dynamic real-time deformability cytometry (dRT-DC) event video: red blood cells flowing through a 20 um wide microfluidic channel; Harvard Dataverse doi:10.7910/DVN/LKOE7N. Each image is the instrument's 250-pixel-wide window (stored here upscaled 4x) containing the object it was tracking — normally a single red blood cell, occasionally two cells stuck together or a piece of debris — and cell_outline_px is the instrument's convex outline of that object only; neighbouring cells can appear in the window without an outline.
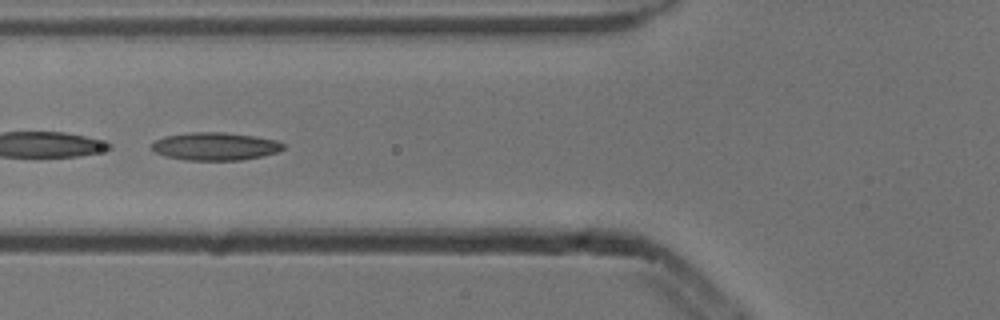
{"species": "common noctule bat (a hibernating species)", "species_latin": "Nyctalus noctula", "temperature_condition": "cold", "stored_images_in_passage": 7, "camera_frame_rate_fps": 3000, "um_per_image_px": 0.085, "animal": {"sex": "male", "body_mass_g": 13.3}, "frame": {"image": 1, "passage_image": 4, "time_ms": 1.0, "image_size_px": [1000, 320], "cell_outline_px": [[284, 148], [276, 152], [260, 156], [240, 160], [184, 160], [164, 156], [156, 152], [152, 148], [152, 144], [156, 140], [164, 136], [188, 132], [224, 132], [252, 136], [276, 140], [284, 144]], "centroid_in_image_um": [18.25, 12.43], "position_along_channel_um": 107.5, "area_um2": 21.21}}
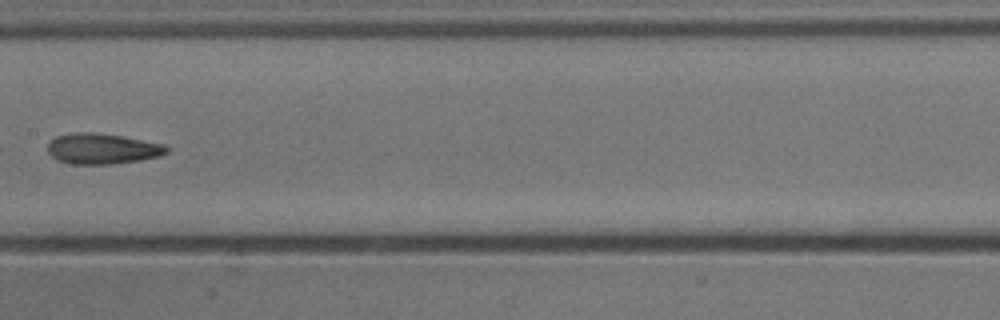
{"frame": {"image": 2, "passage_image": 6, "time_ms": 1.667, "image_size_px": [1000, 320], "cell_outline_px": [[168, 152], [160, 156], [140, 160], [112, 164], [72, 164], [60, 160], [52, 156], [48, 152], [48, 144], [56, 136], [72, 132], [96, 132], [120, 136], [164, 144], [168, 148]], "centroid_in_image_um": [8.7, 12.63], "position_along_channel_um": 198.7, "area_um2": 21.1}}
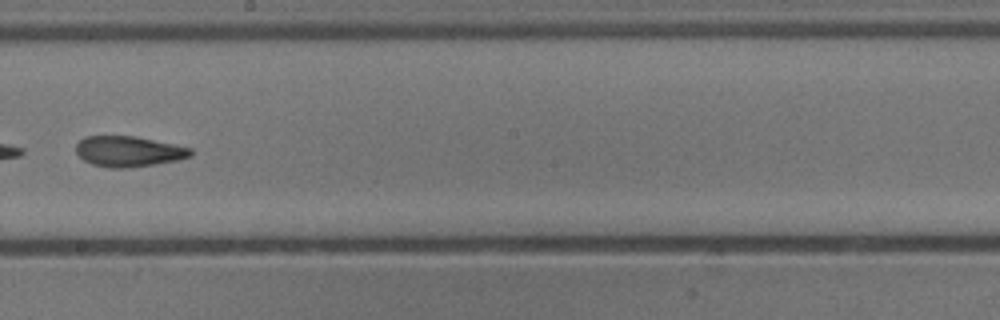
{"frame": {"image": 3, "passage_image": 7, "time_ms": 2.0, "image_size_px": [1000, 320], "cell_outline_px": [[192, 156], [180, 160], [156, 164], [128, 168], [112, 168], [92, 164], [84, 160], [76, 152], [76, 144], [84, 136], [136, 136], [192, 148]], "centroid_in_image_um": [10.95, 12.87], "position_along_channel_um": 237.2, "area_um2": 20.52}}